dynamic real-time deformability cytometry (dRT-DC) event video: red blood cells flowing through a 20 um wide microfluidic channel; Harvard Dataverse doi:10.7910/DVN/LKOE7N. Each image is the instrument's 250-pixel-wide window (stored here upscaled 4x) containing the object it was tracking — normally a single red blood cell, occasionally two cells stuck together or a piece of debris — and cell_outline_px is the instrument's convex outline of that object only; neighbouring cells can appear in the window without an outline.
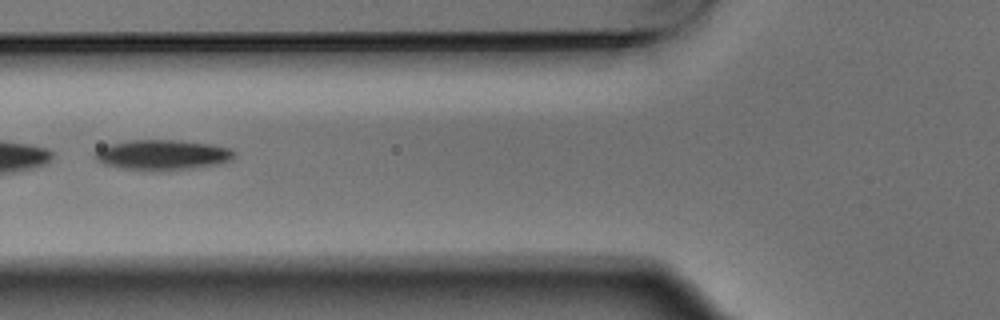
{"species": "Egyptian fruit bat (a non-hibernating species)", "species_latin": "Rousettus aegyptiacus", "temperature_condition": "warm", "stored_images_in_passage": 6, "camera_frame_rate_fps": 3000, "um_per_image_px": 0.085, "animal": {"sex": "male"}, "frame": {"image": 1, "passage_image": 3, "time_ms": 0.667, "image_size_px": [1000, 320], "cell_outline_px": [[232, 160], [216, 164], [192, 168], [160, 172], [152, 172], [124, 168], [104, 164], [96, 160], [96, 152], [100, 148], [112, 144], [132, 140], [176, 140], [212, 144], [228, 148], [232, 152]], "centroid_in_image_um": [13.79, 13.18], "position_along_channel_um": 112.0, "area_um2": 24.33}}
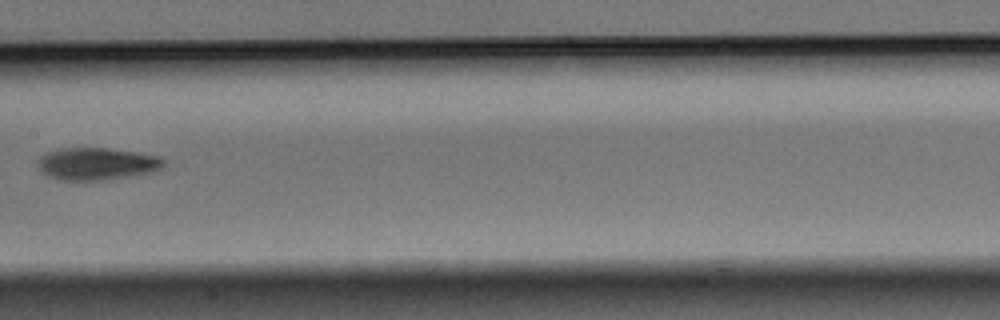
{"frame": {"image": 2, "passage_image": 5, "time_ms": 1.333, "image_size_px": [1000, 320], "cell_outline_px": [[164, 168], [156, 172], [104, 180], [60, 180], [48, 176], [40, 172], [40, 156], [48, 152], [60, 148], [104, 148], [160, 156], [164, 160]], "centroid_in_image_um": [8.27, 13.93], "position_along_channel_um": 199.1, "area_um2": 23.64}}
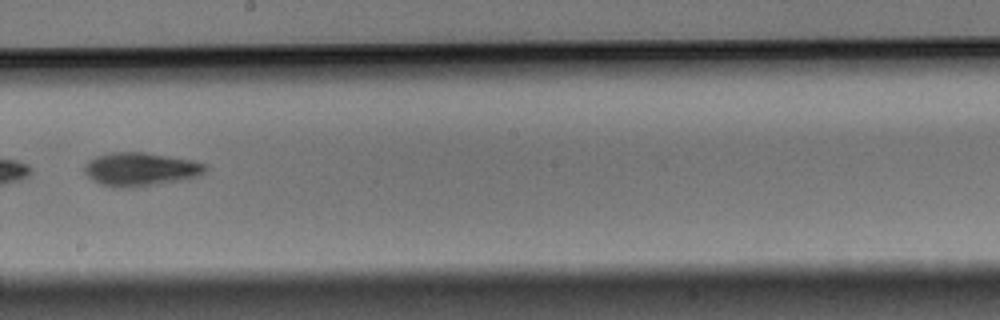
{"frame": {"image": 3, "passage_image": 6, "time_ms": 1.667, "image_size_px": [1000, 320], "cell_outline_px": [[208, 168], [200, 176], [180, 180], [132, 188], [112, 188], [100, 184], [92, 180], [84, 172], [84, 164], [88, 160], [96, 156], [112, 152], [144, 152], [192, 160], [208, 164]], "centroid_in_image_um": [11.92, 14.39], "position_along_channel_um": 236.3, "area_um2": 23.87}}